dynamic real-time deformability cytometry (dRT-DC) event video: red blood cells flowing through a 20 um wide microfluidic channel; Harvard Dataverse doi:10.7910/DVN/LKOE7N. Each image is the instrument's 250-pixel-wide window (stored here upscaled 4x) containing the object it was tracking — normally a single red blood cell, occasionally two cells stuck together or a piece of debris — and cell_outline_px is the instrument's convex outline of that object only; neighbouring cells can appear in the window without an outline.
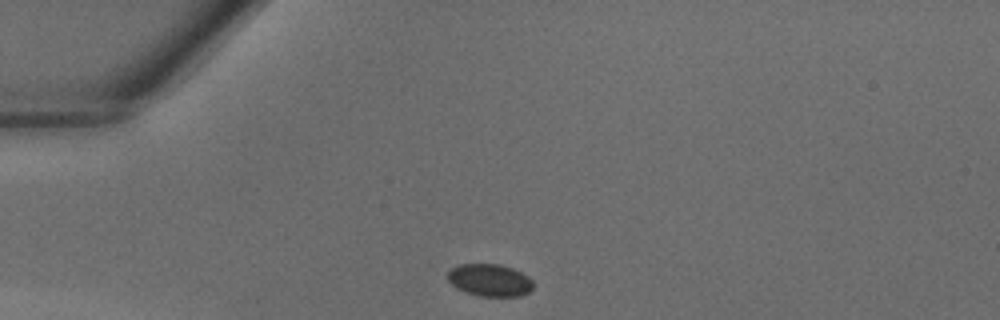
{"species": "common noctule bat (a hibernating species)", "species_latin": "Nyctalus noctula", "temperature_condition": "warm", "stored_images_in_passage": 31, "camera_frame_rate_fps": 3000, "um_per_image_px": 0.085, "animal": {"sex": "male", "body_mass_g": 18.8}, "frame": {"image": 1, "passage_image": 1, "time_ms": 0.0, "image_size_px": [1000, 320], "cell_outline_px": [[532, 288], [528, 292], [520, 296], [480, 296], [456, 288], [448, 280], [448, 272], [452, 268], [460, 264], [500, 264], [512, 268], [528, 276], [532, 280]], "centroid_in_image_um": [41.63, 23.8], "position_along_channel_um": 43.4, "area_um2": 15.95}}
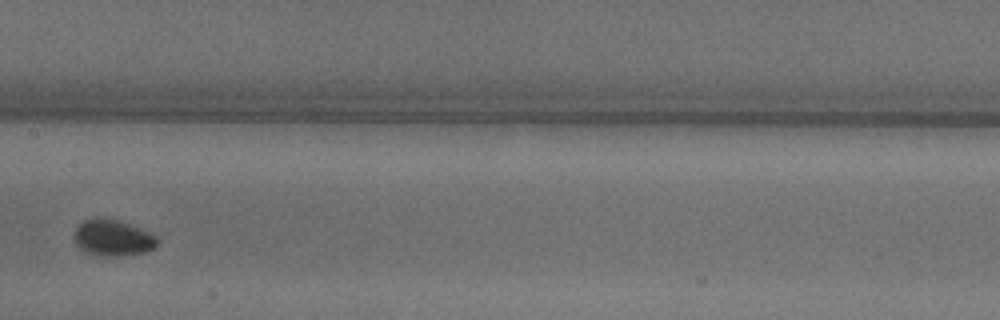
{"frame": {"image": 2, "passage_image": 12, "time_ms": 3.667, "image_size_px": [1000, 320], "cell_outline_px": [[160, 240], [156, 248], [148, 252], [120, 256], [96, 256], [84, 252], [76, 244], [72, 236], [76, 228], [84, 220], [96, 216], [104, 216], [120, 220], [152, 232]], "centroid_in_image_um": [9.61, 20.2], "position_along_channel_um": 197.8, "area_um2": 18.44}}
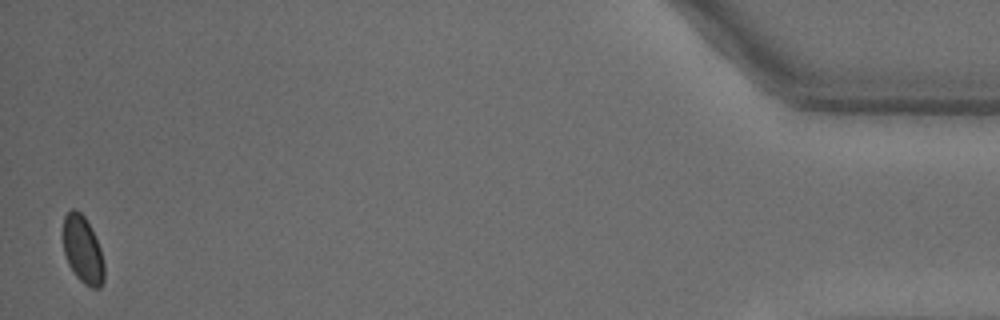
{"frame": {"image": 3, "passage_image": 31, "time_ms": 10.0, "image_size_px": [1000, 320], "cell_outline_px": [[104, 280], [100, 288], [92, 288], [84, 284], [76, 276], [68, 264], [64, 252], [64, 216], [72, 208], [76, 208], [84, 216], [92, 228], [100, 248], [104, 264]], "centroid_in_image_um": [7.05, 21.23], "position_along_channel_um": 428.2, "area_um2": 16.13}}